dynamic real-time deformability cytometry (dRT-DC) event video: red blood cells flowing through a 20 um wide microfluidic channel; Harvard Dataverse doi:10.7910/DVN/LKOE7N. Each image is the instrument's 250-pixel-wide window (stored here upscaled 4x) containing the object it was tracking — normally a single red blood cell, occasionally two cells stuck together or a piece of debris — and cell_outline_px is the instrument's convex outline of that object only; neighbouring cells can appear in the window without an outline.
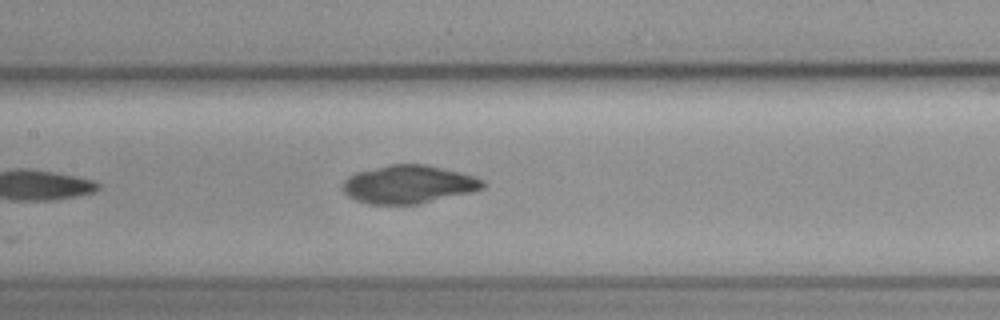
{"species": "common noctule bat (a hibernating species)", "species_latin": "Nyctalus noctula", "temperature_condition": "cold", "stored_images_in_passage": 8, "camera_frame_rate_fps": 3000, "um_per_image_px": 0.085, "animal": {"sex": "female", "body_mass_g": 19.3, "forearm_length_mm": 54.1}, "frame": {"image": 1, "passage_image": 8, "time_ms": 8.333, "image_size_px": [1000, 320], "cell_outline_px": [[484, 188], [472, 192], [420, 204], [368, 204], [356, 200], [348, 196], [344, 192], [344, 180], [348, 176], [356, 172], [388, 164], [424, 164], [472, 176], [484, 180]], "centroid_in_image_um": [34.7, 15.68], "position_along_channel_um": 172.7, "area_um2": 30.98}}